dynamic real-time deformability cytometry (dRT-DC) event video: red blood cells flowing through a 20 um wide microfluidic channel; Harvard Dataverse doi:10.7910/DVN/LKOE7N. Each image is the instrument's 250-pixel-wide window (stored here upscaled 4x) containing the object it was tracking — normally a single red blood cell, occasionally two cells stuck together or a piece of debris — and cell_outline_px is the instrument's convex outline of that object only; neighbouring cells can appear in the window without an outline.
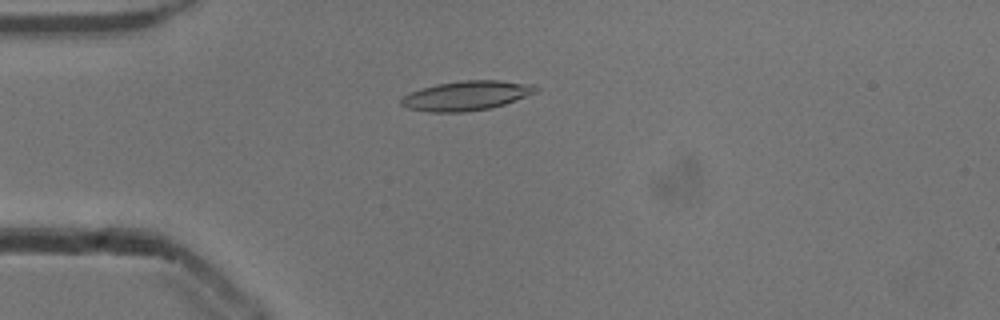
{"species": "common noctule bat (a hibernating species)", "species_latin": "Nyctalus noctula", "temperature_condition": "cold", "stored_images_in_passage": 52, "camera_frame_rate_fps": 3000, "um_per_image_px": 0.085, "animal": {"sex": "male", "body_mass_g": 13.3}, "frame": {"image": 1, "passage_image": 13, "time_ms": 4.0, "image_size_px": [1000, 320], "cell_outline_px": [[540, 88], [536, 92], [504, 104], [488, 108], [464, 112], [428, 112], [408, 108], [400, 104], [400, 100], [408, 92], [420, 88], [436, 84], [460, 80], [500, 80], [532, 84]], "centroid_in_image_um": [39.61, 8.12], "position_along_channel_um": 45.4, "area_um2": 23.18}}
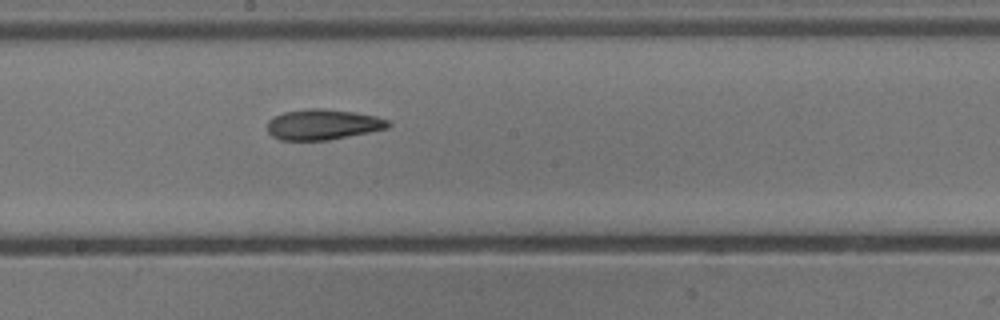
{"frame": {"image": 2, "passage_image": 28, "time_ms": 9.0, "image_size_px": [1000, 320], "cell_outline_px": [[392, 124], [388, 128], [328, 140], [280, 140], [272, 136], [268, 132], [268, 120], [284, 112], [308, 108], [324, 108], [352, 112], [376, 116], [388, 120]], "centroid_in_image_um": [27.44, 10.58], "position_along_channel_um": 220.8, "area_um2": 21.39}}
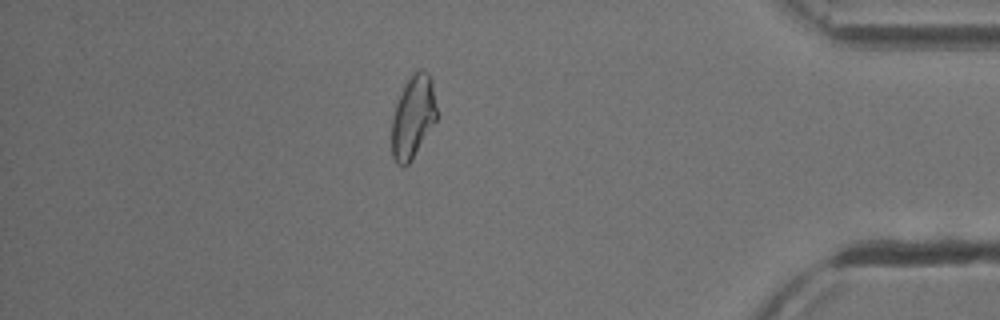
{"frame": {"image": 3, "passage_image": 45, "time_ms": 14.667, "image_size_px": [1000, 320], "cell_outline_px": [[436, 120], [412, 160], [404, 168], [396, 164], [392, 156], [392, 116], [396, 104], [404, 84], [416, 68], [420, 68], [428, 72], [432, 80], [436, 108]], "centroid_in_image_um": [35.09, 9.93], "position_along_channel_um": 400.1, "area_um2": 21.85}, "authors_computed_cell_mechanics": {"area_um2": 21.8773, "velocity_mm_per_s": 3.8757, "shape_relaxation_time_tau1_ms": 5.5743, "shape_relaxation_time_tau2_ms": 4.1308, "deformation_change_tau1": 0.1848, "deformation_change_tau2": 0.1255}}